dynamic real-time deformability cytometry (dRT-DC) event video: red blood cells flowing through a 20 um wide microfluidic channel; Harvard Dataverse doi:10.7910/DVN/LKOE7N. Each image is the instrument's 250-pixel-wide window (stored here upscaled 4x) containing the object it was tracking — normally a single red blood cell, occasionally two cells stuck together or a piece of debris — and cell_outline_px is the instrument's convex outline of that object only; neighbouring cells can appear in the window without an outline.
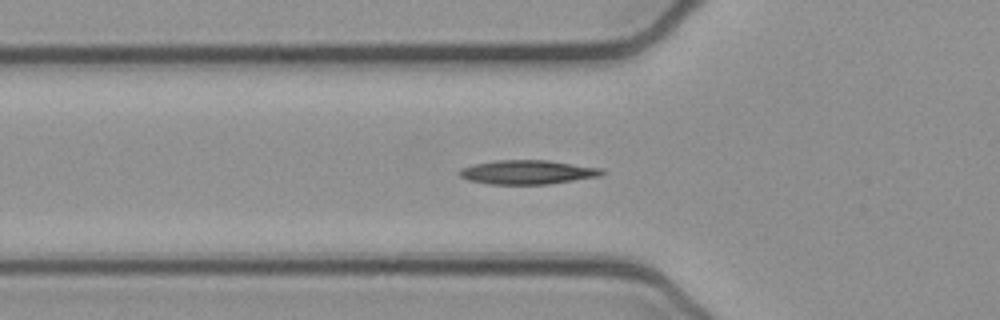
{"species": "common noctule bat (a hibernating species)", "species_latin": "Nyctalus noctula", "temperature_condition": "cold", "stored_images_in_passage": 52, "camera_frame_rate_fps": 3000, "um_per_image_px": 0.085, "animal": {"sex": "female", "body_mass_g": 21.9}, "frame": {"image": 1, "passage_image": 17, "time_ms": 5.333, "image_size_px": [1000, 320], "cell_outline_px": [[604, 172], [600, 176], [548, 184], [488, 184], [468, 180], [460, 176], [456, 172], [460, 168], [472, 164], [496, 160], [548, 160], [604, 168]], "centroid_in_image_um": [44.81, 14.63], "position_along_channel_um": 81.0, "area_um2": 20.17}}
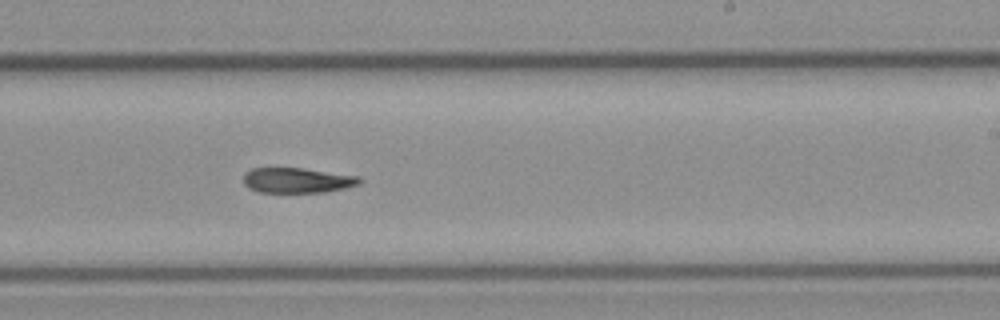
{"frame": {"image": 2, "passage_image": 31, "time_ms": 10.0, "image_size_px": [1000, 320], "cell_outline_px": [[364, 180], [360, 184], [344, 188], [324, 192], [260, 192], [248, 188], [244, 184], [244, 172], [252, 168], [300, 168], [360, 176]], "centroid_in_image_um": [25.27, 15.32], "position_along_channel_um": 263.7, "area_um2": 17.05}}
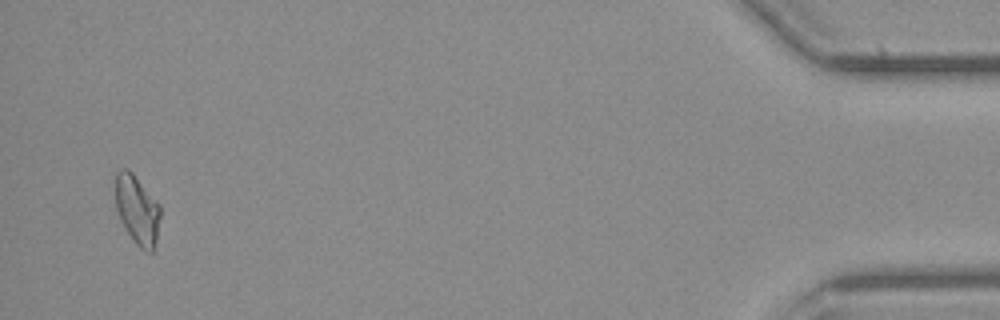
{"frame": {"image": 3, "passage_image": 50, "time_ms": 16.333, "image_size_px": [1000, 320], "cell_outline_px": [[160, 216], [156, 240], [152, 252], [144, 252], [136, 244], [128, 232], [116, 208], [112, 188], [116, 172], [124, 168], [128, 168], [132, 172], [160, 204]], "centroid_in_image_um": [11.63, 17.77], "position_along_channel_um": 423.6, "area_um2": 18.32}}